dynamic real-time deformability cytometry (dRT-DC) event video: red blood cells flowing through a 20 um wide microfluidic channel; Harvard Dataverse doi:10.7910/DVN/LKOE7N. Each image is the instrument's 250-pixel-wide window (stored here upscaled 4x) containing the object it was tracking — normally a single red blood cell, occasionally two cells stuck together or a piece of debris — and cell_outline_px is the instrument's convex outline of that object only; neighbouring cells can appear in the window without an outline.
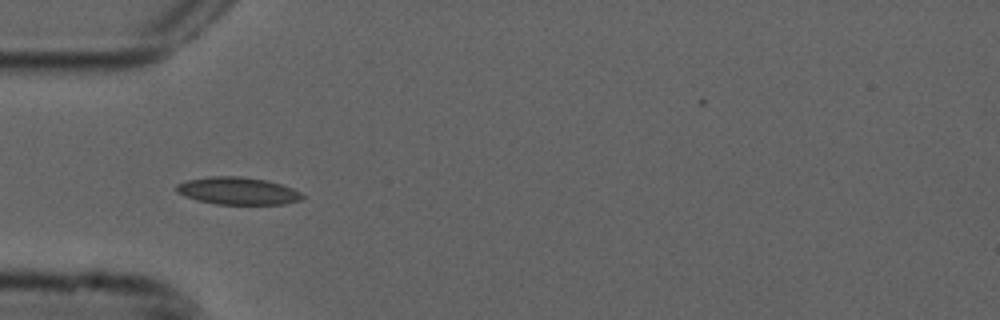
{"species": "common noctule bat (a hibernating species)", "species_latin": "Nyctalus noctula", "temperature_condition": "cold", "stored_images_in_passage": 2, "camera_frame_rate_fps": 3000, "um_per_image_px": 0.085, "animal": {"sex": "male", "forearm_length_mm": 52.5}, "frame": {"image": 1, "passage_image": 2, "time_ms": 0.333, "image_size_px": [1000, 320], "cell_outline_px": [[304, 196], [300, 200], [284, 204], [216, 204], [196, 200], [184, 196], [176, 192], [176, 184], [188, 180], [208, 176], [240, 176], [264, 180], [280, 184], [292, 188], [300, 192]], "centroid_in_image_um": [20.17, 16.23], "position_along_channel_um": 64.8, "area_um2": 20.06}}